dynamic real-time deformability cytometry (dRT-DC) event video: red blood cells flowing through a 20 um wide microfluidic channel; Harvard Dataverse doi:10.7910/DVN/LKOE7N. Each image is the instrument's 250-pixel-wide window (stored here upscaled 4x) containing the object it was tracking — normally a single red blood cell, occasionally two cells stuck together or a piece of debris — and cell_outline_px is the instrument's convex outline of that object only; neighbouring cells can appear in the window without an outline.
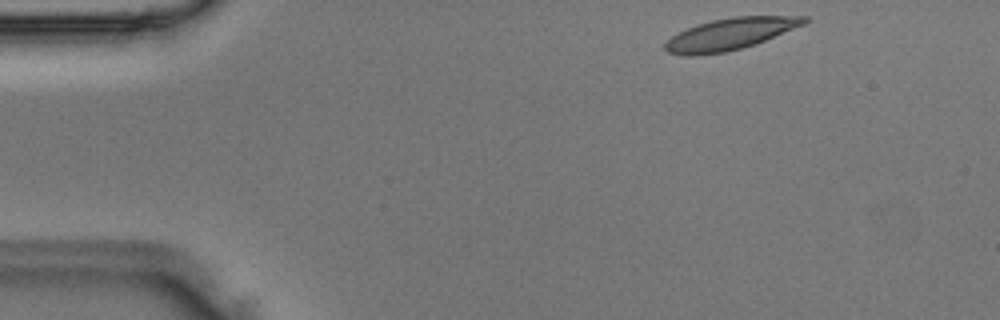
{"species": "Egyptian fruit bat (a non-hibernating species)", "species_latin": "Rousettus aegyptiacus", "temperature_condition": "room temperature", "stored_images_in_passage": 43, "camera_frame_rate_fps": 3000, "um_per_image_px": 0.085, "animal": {"sex": "male"}, "frame": {"image": 1, "passage_image": 1, "time_ms": 0.0, "image_size_px": [1000, 320], "cell_outline_px": [[808, 20], [804, 24], [764, 40], [740, 48], [724, 52], [692, 56], [684, 56], [668, 52], [664, 48], [664, 44], [672, 36], [696, 24], [712, 20], [736, 16], [808, 16]], "centroid_in_image_um": [62.02, 2.88], "position_along_channel_um": 23.0, "area_um2": 25.2}}
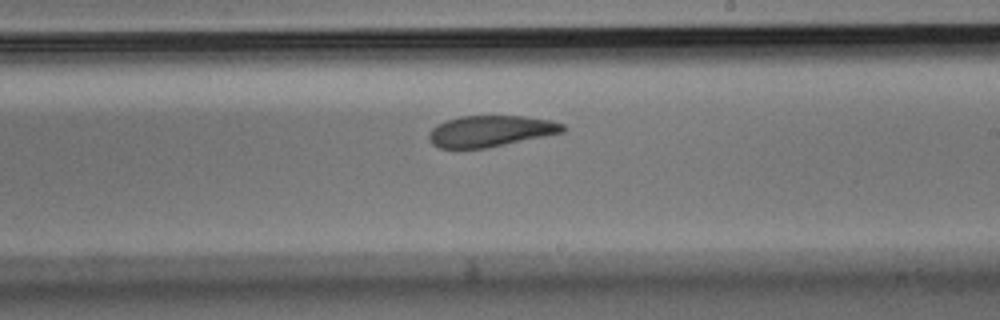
{"frame": {"image": 2, "passage_image": 23, "time_ms": 7.333, "image_size_px": [1000, 320], "cell_outline_px": [[568, 128], [564, 132], [484, 148], [440, 148], [432, 144], [428, 140], [428, 132], [436, 124], [460, 116], [524, 116], [552, 120], [564, 124]], "centroid_in_image_um": [41.69, 11.13], "position_along_channel_um": 247.3, "area_um2": 24.33}}
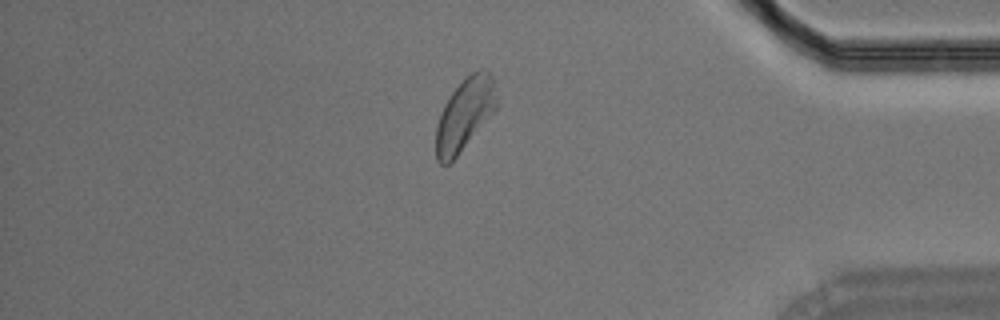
{"frame": {"image": 3, "passage_image": 36, "time_ms": 11.667, "image_size_px": [1000, 320], "cell_outline_px": [[496, 108], [456, 156], [448, 164], [440, 164], [436, 160], [436, 124], [440, 112], [444, 104], [452, 92], [472, 72], [480, 68], [484, 68], [496, 80]], "centroid_in_image_um": [39.49, 9.69], "position_along_channel_um": 395.7, "area_um2": 25.09}}